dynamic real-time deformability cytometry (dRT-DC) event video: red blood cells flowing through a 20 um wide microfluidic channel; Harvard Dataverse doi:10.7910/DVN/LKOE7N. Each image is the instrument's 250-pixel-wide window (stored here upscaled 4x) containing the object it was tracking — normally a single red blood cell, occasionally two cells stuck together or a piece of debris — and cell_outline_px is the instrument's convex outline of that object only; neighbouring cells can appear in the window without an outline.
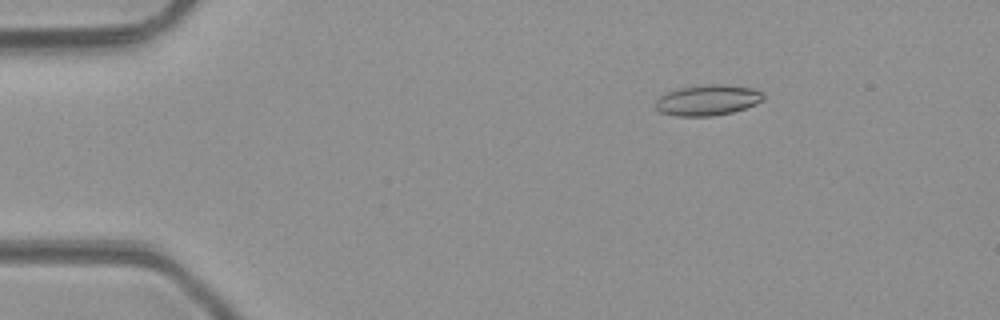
{"species": "common noctule bat (a hibernating species)", "species_latin": "Nyctalus noctula", "temperature_condition": "room temperature", "stored_images_in_passage": 5, "camera_frame_rate_fps": 3000, "um_per_image_px": 0.085, "animal": {"sex": "male", "body_mass_g": 23.1, "forearm_length_mm": 52.7}, "frame": {"image": 1, "passage_image": 3, "time_ms": 2.333, "image_size_px": [1000, 320], "cell_outline_px": [[764, 100], [756, 104], [732, 112], [712, 116], [676, 116], [660, 112], [656, 108], [656, 100], [660, 96], [668, 92], [680, 88], [704, 84], [728, 84], [756, 88], [764, 92]], "centroid_in_image_um": [60.2, 8.49], "position_along_channel_um": 24.8, "area_um2": 19.48}}
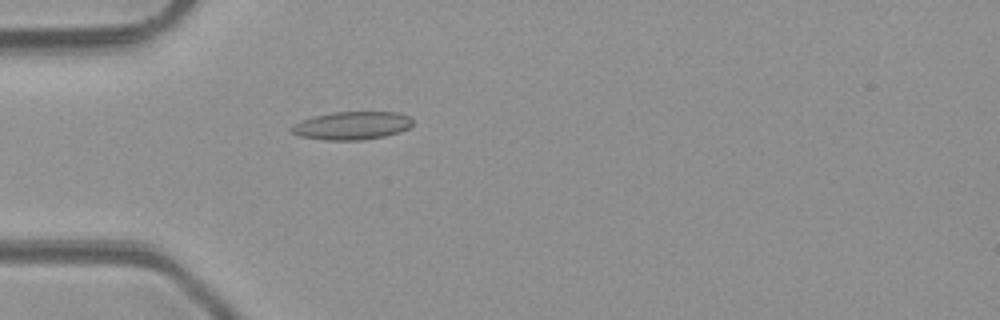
{"frame": {"image": 2, "passage_image": 5, "time_ms": 4.667, "image_size_px": [1000, 320], "cell_outline_px": [[412, 124], [408, 128], [400, 132], [384, 136], [360, 140], [328, 140], [300, 136], [292, 132], [292, 128], [296, 124], [304, 120], [316, 116], [332, 112], [396, 112], [408, 116], [412, 120]], "centroid_in_image_um": [29.97, 10.67], "position_along_channel_um": 55.0, "area_um2": 19.42}}